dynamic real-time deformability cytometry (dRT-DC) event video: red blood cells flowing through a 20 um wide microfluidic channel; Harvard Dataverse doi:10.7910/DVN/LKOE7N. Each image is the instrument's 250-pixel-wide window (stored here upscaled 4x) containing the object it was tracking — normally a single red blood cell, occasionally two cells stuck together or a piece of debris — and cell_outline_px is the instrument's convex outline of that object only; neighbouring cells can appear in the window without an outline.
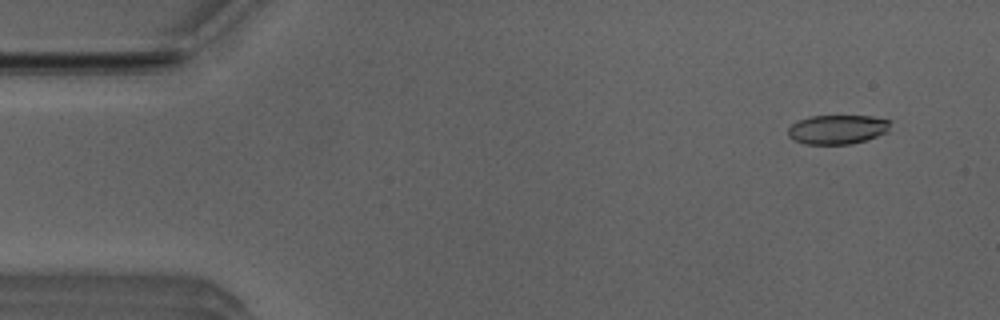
{"species": "Egyptian fruit bat (a non-hibernating species)", "species_latin": "Rousettus aegyptiacus", "temperature_condition": "room temperature", "stored_images_in_passage": 50, "camera_frame_rate_fps": 3000, "um_per_image_px": 0.085, "animal": {"sex": "male"}, "frame": {"image": 1, "passage_image": 2, "time_ms": 0.333, "image_size_px": [1000, 320], "cell_outline_px": [[892, 120], [888, 132], [852, 144], [804, 144], [792, 140], [788, 136], [788, 128], [796, 120], [812, 116], [872, 116]], "centroid_in_image_um": [71.17, 11.0], "position_along_channel_um": 13.8, "area_um2": 17.63}}
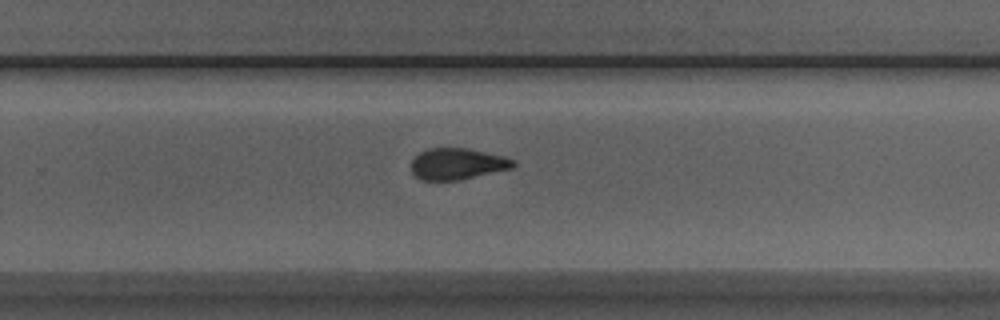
{"frame": {"image": 2, "passage_image": 31, "time_ms": 10.0, "image_size_px": [1000, 320], "cell_outline_px": [[516, 164], [512, 168], [456, 180], [420, 180], [412, 172], [412, 160], [420, 152], [428, 148], [468, 148], [504, 156], [516, 160]], "centroid_in_image_um": [38.88, 13.92], "position_along_channel_um": 290.9, "area_um2": 18.5}}
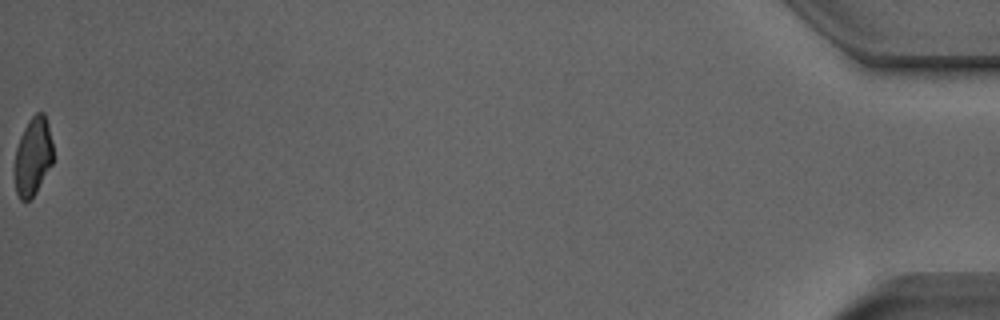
{"frame": {"image": 3, "passage_image": 50, "time_ms": 16.333, "image_size_px": [1000, 320], "cell_outline_px": [[52, 164], [36, 192], [28, 200], [20, 200], [16, 192], [16, 148], [20, 136], [28, 120], [36, 112], [44, 112], [48, 124], [52, 144]], "centroid_in_image_um": [2.81, 13.26], "position_along_channel_um": 432.4, "area_um2": 17.17}, "authors_computed_cell_mechanics": {"area_um2": 19.2763, "velocity_mm_per_s": 3.9593, "shape_relaxation_time_tau1_ms": 6.2823, "shape_relaxation_time_tau2_ms": 2.1096, "deformation_change_tau1": 0.167, "deformation_change_tau2": 0.0919}}